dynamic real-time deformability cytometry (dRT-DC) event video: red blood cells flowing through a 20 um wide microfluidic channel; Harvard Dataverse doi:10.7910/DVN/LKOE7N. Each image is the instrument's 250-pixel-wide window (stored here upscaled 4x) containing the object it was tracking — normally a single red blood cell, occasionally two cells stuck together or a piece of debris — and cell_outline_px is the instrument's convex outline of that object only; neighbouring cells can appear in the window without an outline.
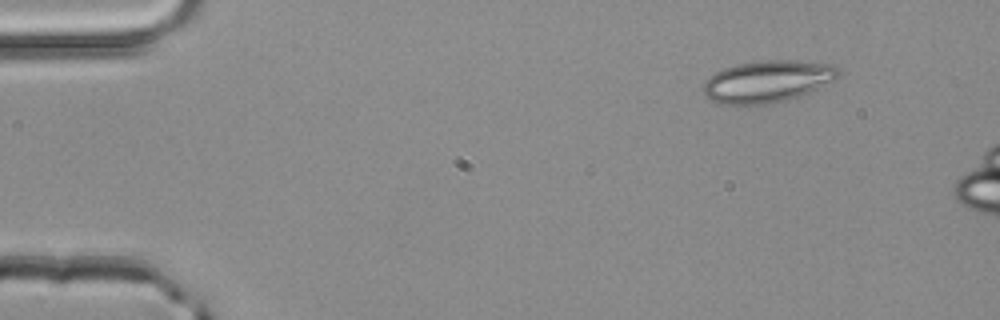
{"species": "common noctule bat (a hibernating species)", "species_latin": "Nyctalus noctula", "temperature_condition": "room temperature", "stored_images_in_passage": 2, "segment_of_instrument_passage": [2, 2], "camera_frame_rate_fps": 3000, "um_per_image_px": 0.085, "animal": {"sex": "male", "body_mass_g": 20.4}, "frame": {"image": 1, "passage_image": 2, "time_ms": 0.333, "image_size_px": [1000, 320], "cell_outline_px": [[840, 76], [836, 80], [800, 96], [788, 100], [748, 108], [736, 108], [716, 104], [704, 96], [704, 80], [708, 76], [724, 68], [736, 64], [760, 60], [796, 60], [832, 64], [840, 72]], "centroid_in_image_um": [65.17, 6.97], "position_along_channel_um": 19.8, "area_um2": 34.33}}